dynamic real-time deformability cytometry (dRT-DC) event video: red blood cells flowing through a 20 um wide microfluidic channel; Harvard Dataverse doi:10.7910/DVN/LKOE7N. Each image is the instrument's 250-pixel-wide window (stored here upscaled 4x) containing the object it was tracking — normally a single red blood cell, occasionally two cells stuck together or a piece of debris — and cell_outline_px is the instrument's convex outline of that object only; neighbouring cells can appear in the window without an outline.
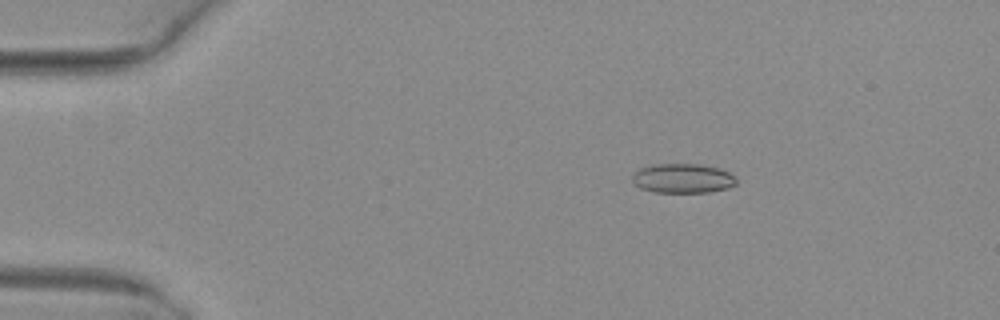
{"species": "common noctule bat (a hibernating species)", "species_latin": "Nyctalus noctula", "temperature_condition": "warm", "stored_images_in_passage": 8, "camera_frame_rate_fps": 3000, "um_per_image_px": 0.085, "animal": {"sex": "female", "body_mass_g": 29.2, "forearm_length_mm": 56.3}, "frame": {"image": 1, "passage_image": 3, "time_ms": 0.667, "image_size_px": [1000, 320], "cell_outline_px": [[736, 184], [728, 188], [708, 192], [656, 192], [640, 188], [632, 180], [632, 176], [640, 168], [652, 164], [700, 164], [720, 168], [736, 176]], "centroid_in_image_um": [58.06, 15.15], "position_along_channel_um": 26.9, "area_um2": 17.86}}
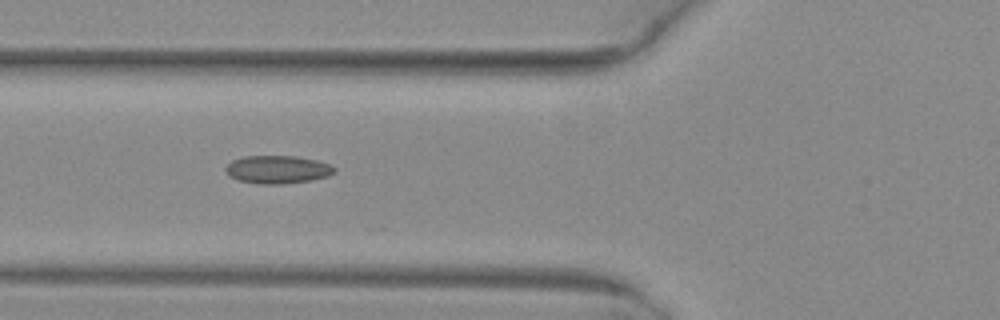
{"frame": {"image": 2, "passage_image": 6, "time_ms": 1.667, "image_size_px": [1000, 320], "cell_outline_px": [[336, 172], [328, 176], [312, 180], [284, 184], [256, 184], [236, 180], [228, 176], [224, 168], [232, 160], [244, 156], [296, 156], [316, 160], [328, 164], [336, 168]], "centroid_in_image_um": [23.56, 14.42], "position_along_channel_um": 102.2, "area_um2": 17.98}}
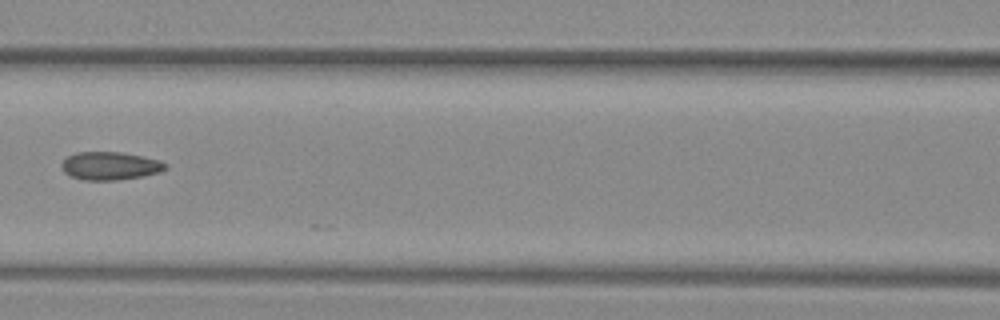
{"frame": {"image": 3, "passage_image": 7, "time_ms": 2.0, "image_size_px": [1000, 320], "cell_outline_px": [[168, 168], [160, 172], [144, 176], [116, 180], [84, 180], [68, 176], [64, 172], [60, 164], [68, 156], [76, 152], [120, 152], [160, 160], [168, 164]], "centroid_in_image_um": [9.36, 14.1], "position_along_channel_um": 157.2, "area_um2": 17.11}}